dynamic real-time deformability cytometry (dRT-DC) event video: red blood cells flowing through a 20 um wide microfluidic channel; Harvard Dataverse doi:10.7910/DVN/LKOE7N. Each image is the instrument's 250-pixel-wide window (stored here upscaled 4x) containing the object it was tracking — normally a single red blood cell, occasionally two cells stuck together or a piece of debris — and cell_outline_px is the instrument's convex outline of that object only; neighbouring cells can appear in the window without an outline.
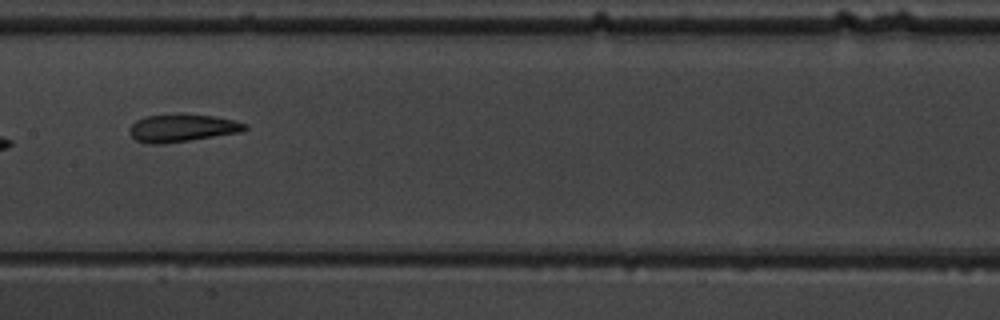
{"species": "common noctule bat (a hibernating species)", "species_latin": "Nyctalus noctula", "temperature_condition": "warm", "stored_images_in_passage": 10, "camera_frame_rate_fps": 3000, "um_per_image_px": 0.085, "animal": {"sex": "male", "body_mass_g": 19.5, "forearm_length_mm": 54.6}, "frame": {"image": 1, "passage_image": 9, "time_ms": 9.0, "image_size_px": [1000, 320], "cell_outline_px": [[248, 128], [240, 132], [164, 144], [148, 144], [136, 140], [128, 132], [128, 128], [136, 120], [144, 116], [212, 116], [232, 120], [248, 124]], "centroid_in_image_um": [15.44, 10.92], "position_along_channel_um": 192.0, "area_um2": 17.98}}
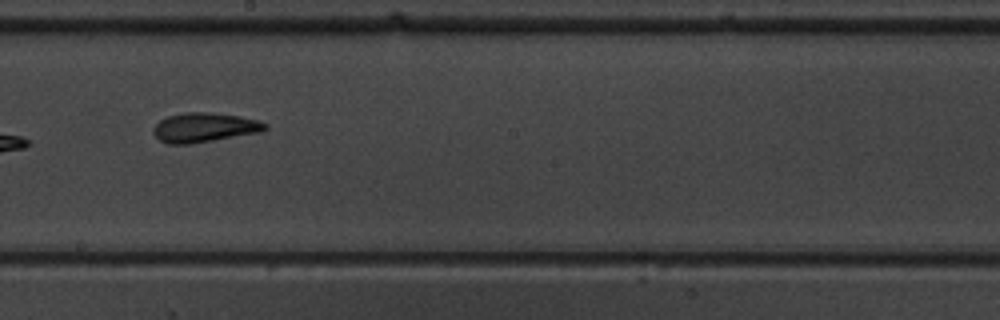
{"frame": {"image": 2, "passage_image": 10, "time_ms": 10.0, "image_size_px": [1000, 320], "cell_outline_px": [[268, 128], [260, 132], [188, 144], [168, 144], [160, 140], [152, 132], [152, 128], [160, 120], [168, 116], [184, 112], [208, 112], [240, 116], [260, 120], [268, 124]], "centroid_in_image_um": [17.37, 10.82], "position_along_channel_um": 230.8, "area_um2": 19.13}}